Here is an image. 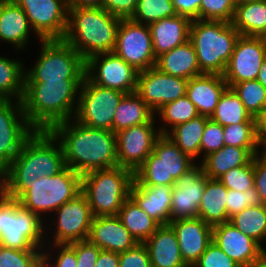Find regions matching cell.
Wrapping results in <instances>:
<instances>
[{"mask_svg": "<svg viewBox=\"0 0 266 267\" xmlns=\"http://www.w3.org/2000/svg\"><path fill=\"white\" fill-rule=\"evenodd\" d=\"M65 167L63 150L55 136L50 131L35 130L0 173V191L17 200L39 177H52Z\"/></svg>", "mask_w": 266, "mask_h": 267, "instance_id": "cell-1", "label": "cell"}, {"mask_svg": "<svg viewBox=\"0 0 266 267\" xmlns=\"http://www.w3.org/2000/svg\"><path fill=\"white\" fill-rule=\"evenodd\" d=\"M49 131L62 147L66 166L81 176L118 166L116 134L112 131L83 125L74 118Z\"/></svg>", "mask_w": 266, "mask_h": 267, "instance_id": "cell-2", "label": "cell"}, {"mask_svg": "<svg viewBox=\"0 0 266 267\" xmlns=\"http://www.w3.org/2000/svg\"><path fill=\"white\" fill-rule=\"evenodd\" d=\"M83 80L25 83L22 104L29 125L34 130L49 131L56 124L73 119Z\"/></svg>", "mask_w": 266, "mask_h": 267, "instance_id": "cell-3", "label": "cell"}, {"mask_svg": "<svg viewBox=\"0 0 266 267\" xmlns=\"http://www.w3.org/2000/svg\"><path fill=\"white\" fill-rule=\"evenodd\" d=\"M121 18L102 7H80L68 11L63 40L85 60L90 56L113 52Z\"/></svg>", "mask_w": 266, "mask_h": 267, "instance_id": "cell-4", "label": "cell"}, {"mask_svg": "<svg viewBox=\"0 0 266 267\" xmlns=\"http://www.w3.org/2000/svg\"><path fill=\"white\" fill-rule=\"evenodd\" d=\"M239 36L231 23L192 20L189 41L196 52L200 70L205 74L223 75Z\"/></svg>", "mask_w": 266, "mask_h": 267, "instance_id": "cell-5", "label": "cell"}, {"mask_svg": "<svg viewBox=\"0 0 266 267\" xmlns=\"http://www.w3.org/2000/svg\"><path fill=\"white\" fill-rule=\"evenodd\" d=\"M134 172L120 166L82 175L81 192L87 197L93 216L118 215L130 197Z\"/></svg>", "mask_w": 266, "mask_h": 267, "instance_id": "cell-6", "label": "cell"}, {"mask_svg": "<svg viewBox=\"0 0 266 267\" xmlns=\"http://www.w3.org/2000/svg\"><path fill=\"white\" fill-rule=\"evenodd\" d=\"M37 214L0 191V245L18 250H42L44 229Z\"/></svg>", "mask_w": 266, "mask_h": 267, "instance_id": "cell-7", "label": "cell"}, {"mask_svg": "<svg viewBox=\"0 0 266 267\" xmlns=\"http://www.w3.org/2000/svg\"><path fill=\"white\" fill-rule=\"evenodd\" d=\"M41 53L34 67L25 70V83L84 79L86 60L63 39L40 40Z\"/></svg>", "mask_w": 266, "mask_h": 267, "instance_id": "cell-8", "label": "cell"}, {"mask_svg": "<svg viewBox=\"0 0 266 267\" xmlns=\"http://www.w3.org/2000/svg\"><path fill=\"white\" fill-rule=\"evenodd\" d=\"M81 189L82 176L66 166L52 177H39L17 201L23 208L42 218L45 213L55 212L63 204L73 200L81 193Z\"/></svg>", "mask_w": 266, "mask_h": 267, "instance_id": "cell-9", "label": "cell"}, {"mask_svg": "<svg viewBox=\"0 0 266 267\" xmlns=\"http://www.w3.org/2000/svg\"><path fill=\"white\" fill-rule=\"evenodd\" d=\"M124 92L92 83L86 76L81 84L74 119L86 126L113 132L116 108Z\"/></svg>", "mask_w": 266, "mask_h": 267, "instance_id": "cell-10", "label": "cell"}, {"mask_svg": "<svg viewBox=\"0 0 266 267\" xmlns=\"http://www.w3.org/2000/svg\"><path fill=\"white\" fill-rule=\"evenodd\" d=\"M113 52L138 72L156 65L149 26L130 18L121 19Z\"/></svg>", "mask_w": 266, "mask_h": 267, "instance_id": "cell-11", "label": "cell"}, {"mask_svg": "<svg viewBox=\"0 0 266 267\" xmlns=\"http://www.w3.org/2000/svg\"><path fill=\"white\" fill-rule=\"evenodd\" d=\"M85 76L98 86L125 94L136 92L137 89L138 71L114 52L90 56L86 60Z\"/></svg>", "mask_w": 266, "mask_h": 267, "instance_id": "cell-12", "label": "cell"}, {"mask_svg": "<svg viewBox=\"0 0 266 267\" xmlns=\"http://www.w3.org/2000/svg\"><path fill=\"white\" fill-rule=\"evenodd\" d=\"M34 131L27 122L22 101L0 100V173L19 154L24 141Z\"/></svg>", "mask_w": 266, "mask_h": 267, "instance_id": "cell-13", "label": "cell"}, {"mask_svg": "<svg viewBox=\"0 0 266 267\" xmlns=\"http://www.w3.org/2000/svg\"><path fill=\"white\" fill-rule=\"evenodd\" d=\"M40 40L63 39L68 24L66 0H14Z\"/></svg>", "mask_w": 266, "mask_h": 267, "instance_id": "cell-14", "label": "cell"}, {"mask_svg": "<svg viewBox=\"0 0 266 267\" xmlns=\"http://www.w3.org/2000/svg\"><path fill=\"white\" fill-rule=\"evenodd\" d=\"M154 118L149 123L120 130L116 134L118 166L135 172L153 152L156 139L161 135L155 130Z\"/></svg>", "mask_w": 266, "mask_h": 267, "instance_id": "cell-15", "label": "cell"}, {"mask_svg": "<svg viewBox=\"0 0 266 267\" xmlns=\"http://www.w3.org/2000/svg\"><path fill=\"white\" fill-rule=\"evenodd\" d=\"M265 59L266 47L261 37L240 35L223 74L228 87L256 80Z\"/></svg>", "mask_w": 266, "mask_h": 267, "instance_id": "cell-16", "label": "cell"}, {"mask_svg": "<svg viewBox=\"0 0 266 267\" xmlns=\"http://www.w3.org/2000/svg\"><path fill=\"white\" fill-rule=\"evenodd\" d=\"M188 80L167 75L155 66L138 72L136 93L155 113L164 104L186 95Z\"/></svg>", "mask_w": 266, "mask_h": 267, "instance_id": "cell-17", "label": "cell"}, {"mask_svg": "<svg viewBox=\"0 0 266 267\" xmlns=\"http://www.w3.org/2000/svg\"><path fill=\"white\" fill-rule=\"evenodd\" d=\"M55 212L58 219L53 244H71L88 240L94 216L87 197L82 192Z\"/></svg>", "mask_w": 266, "mask_h": 267, "instance_id": "cell-18", "label": "cell"}, {"mask_svg": "<svg viewBox=\"0 0 266 267\" xmlns=\"http://www.w3.org/2000/svg\"><path fill=\"white\" fill-rule=\"evenodd\" d=\"M209 178L202 165L181 175L172 189L171 221L198 217L199 204Z\"/></svg>", "mask_w": 266, "mask_h": 267, "instance_id": "cell-19", "label": "cell"}, {"mask_svg": "<svg viewBox=\"0 0 266 267\" xmlns=\"http://www.w3.org/2000/svg\"><path fill=\"white\" fill-rule=\"evenodd\" d=\"M212 241L241 267L258 260L265 248L250 236L239 231L231 222L213 226Z\"/></svg>", "mask_w": 266, "mask_h": 267, "instance_id": "cell-20", "label": "cell"}, {"mask_svg": "<svg viewBox=\"0 0 266 267\" xmlns=\"http://www.w3.org/2000/svg\"><path fill=\"white\" fill-rule=\"evenodd\" d=\"M169 224L176 233L182 261L192 267L212 242L213 227L198 217L173 220Z\"/></svg>", "mask_w": 266, "mask_h": 267, "instance_id": "cell-21", "label": "cell"}, {"mask_svg": "<svg viewBox=\"0 0 266 267\" xmlns=\"http://www.w3.org/2000/svg\"><path fill=\"white\" fill-rule=\"evenodd\" d=\"M88 240L101 250L115 253L125 252L138 244L118 215L94 217Z\"/></svg>", "mask_w": 266, "mask_h": 267, "instance_id": "cell-22", "label": "cell"}, {"mask_svg": "<svg viewBox=\"0 0 266 267\" xmlns=\"http://www.w3.org/2000/svg\"><path fill=\"white\" fill-rule=\"evenodd\" d=\"M227 87L223 75L204 73L188 80L186 95L199 115L210 118Z\"/></svg>", "mask_w": 266, "mask_h": 267, "instance_id": "cell-23", "label": "cell"}, {"mask_svg": "<svg viewBox=\"0 0 266 267\" xmlns=\"http://www.w3.org/2000/svg\"><path fill=\"white\" fill-rule=\"evenodd\" d=\"M190 25L191 20L180 15L162 18L148 25L155 57L186 43L189 40Z\"/></svg>", "mask_w": 266, "mask_h": 267, "instance_id": "cell-24", "label": "cell"}, {"mask_svg": "<svg viewBox=\"0 0 266 267\" xmlns=\"http://www.w3.org/2000/svg\"><path fill=\"white\" fill-rule=\"evenodd\" d=\"M144 244L152 267H187L182 261L178 239L170 224L160 225Z\"/></svg>", "mask_w": 266, "mask_h": 267, "instance_id": "cell-25", "label": "cell"}, {"mask_svg": "<svg viewBox=\"0 0 266 267\" xmlns=\"http://www.w3.org/2000/svg\"><path fill=\"white\" fill-rule=\"evenodd\" d=\"M173 186H131L130 197L160 225L171 221V197Z\"/></svg>", "mask_w": 266, "mask_h": 267, "instance_id": "cell-26", "label": "cell"}, {"mask_svg": "<svg viewBox=\"0 0 266 267\" xmlns=\"http://www.w3.org/2000/svg\"><path fill=\"white\" fill-rule=\"evenodd\" d=\"M30 29L26 13L14 0L0 1V40L22 50L29 42Z\"/></svg>", "mask_w": 266, "mask_h": 267, "instance_id": "cell-27", "label": "cell"}, {"mask_svg": "<svg viewBox=\"0 0 266 267\" xmlns=\"http://www.w3.org/2000/svg\"><path fill=\"white\" fill-rule=\"evenodd\" d=\"M155 67L167 75L187 80L204 74L200 70L196 52L189 40L158 56Z\"/></svg>", "mask_w": 266, "mask_h": 267, "instance_id": "cell-28", "label": "cell"}, {"mask_svg": "<svg viewBox=\"0 0 266 267\" xmlns=\"http://www.w3.org/2000/svg\"><path fill=\"white\" fill-rule=\"evenodd\" d=\"M258 148H239L224 145L221 149L206 156L201 161L205 175L219 179L232 168L249 164L256 156Z\"/></svg>", "mask_w": 266, "mask_h": 267, "instance_id": "cell-29", "label": "cell"}, {"mask_svg": "<svg viewBox=\"0 0 266 267\" xmlns=\"http://www.w3.org/2000/svg\"><path fill=\"white\" fill-rule=\"evenodd\" d=\"M228 189L219 179H208L199 204L198 218L210 226L229 222L226 212Z\"/></svg>", "mask_w": 266, "mask_h": 267, "instance_id": "cell-30", "label": "cell"}, {"mask_svg": "<svg viewBox=\"0 0 266 267\" xmlns=\"http://www.w3.org/2000/svg\"><path fill=\"white\" fill-rule=\"evenodd\" d=\"M153 152L165 163L167 186H174L181 175L196 165L167 135L156 139Z\"/></svg>", "mask_w": 266, "mask_h": 267, "instance_id": "cell-31", "label": "cell"}, {"mask_svg": "<svg viewBox=\"0 0 266 267\" xmlns=\"http://www.w3.org/2000/svg\"><path fill=\"white\" fill-rule=\"evenodd\" d=\"M156 115L136 92L125 94L115 111L113 133L149 123Z\"/></svg>", "mask_w": 266, "mask_h": 267, "instance_id": "cell-32", "label": "cell"}, {"mask_svg": "<svg viewBox=\"0 0 266 267\" xmlns=\"http://www.w3.org/2000/svg\"><path fill=\"white\" fill-rule=\"evenodd\" d=\"M231 24L240 35L261 37L266 31V0L236 5Z\"/></svg>", "mask_w": 266, "mask_h": 267, "instance_id": "cell-33", "label": "cell"}, {"mask_svg": "<svg viewBox=\"0 0 266 267\" xmlns=\"http://www.w3.org/2000/svg\"><path fill=\"white\" fill-rule=\"evenodd\" d=\"M118 216L138 243H144L160 226L131 197L123 203Z\"/></svg>", "mask_w": 266, "mask_h": 267, "instance_id": "cell-34", "label": "cell"}, {"mask_svg": "<svg viewBox=\"0 0 266 267\" xmlns=\"http://www.w3.org/2000/svg\"><path fill=\"white\" fill-rule=\"evenodd\" d=\"M208 117L197 116L196 118L174 127L166 135L193 160L200 154L201 138Z\"/></svg>", "mask_w": 266, "mask_h": 267, "instance_id": "cell-35", "label": "cell"}, {"mask_svg": "<svg viewBox=\"0 0 266 267\" xmlns=\"http://www.w3.org/2000/svg\"><path fill=\"white\" fill-rule=\"evenodd\" d=\"M15 59L0 56V100L22 101L25 88V68Z\"/></svg>", "mask_w": 266, "mask_h": 267, "instance_id": "cell-36", "label": "cell"}, {"mask_svg": "<svg viewBox=\"0 0 266 267\" xmlns=\"http://www.w3.org/2000/svg\"><path fill=\"white\" fill-rule=\"evenodd\" d=\"M210 118L221 126L258 122L250 115L238 95L230 87H227L221 94L215 112Z\"/></svg>", "mask_w": 266, "mask_h": 267, "instance_id": "cell-37", "label": "cell"}, {"mask_svg": "<svg viewBox=\"0 0 266 267\" xmlns=\"http://www.w3.org/2000/svg\"><path fill=\"white\" fill-rule=\"evenodd\" d=\"M239 231L250 236L261 246L266 239V206H249L233 215L230 221Z\"/></svg>", "mask_w": 266, "mask_h": 267, "instance_id": "cell-38", "label": "cell"}, {"mask_svg": "<svg viewBox=\"0 0 266 267\" xmlns=\"http://www.w3.org/2000/svg\"><path fill=\"white\" fill-rule=\"evenodd\" d=\"M158 115L161 116L162 122L166 125V128H159L160 134L166 135L177 125L188 122L197 116H199L195 105L189 100L187 95L179 97L177 100L164 104L158 111ZM167 123V124H166ZM171 129L167 128V125Z\"/></svg>", "mask_w": 266, "mask_h": 267, "instance_id": "cell-39", "label": "cell"}, {"mask_svg": "<svg viewBox=\"0 0 266 267\" xmlns=\"http://www.w3.org/2000/svg\"><path fill=\"white\" fill-rule=\"evenodd\" d=\"M231 88L250 115L258 120L266 108V88L257 80L235 83Z\"/></svg>", "mask_w": 266, "mask_h": 267, "instance_id": "cell-40", "label": "cell"}, {"mask_svg": "<svg viewBox=\"0 0 266 267\" xmlns=\"http://www.w3.org/2000/svg\"><path fill=\"white\" fill-rule=\"evenodd\" d=\"M176 11L172 0H138L136 9L131 20L150 25L162 18L175 16Z\"/></svg>", "mask_w": 266, "mask_h": 267, "instance_id": "cell-41", "label": "cell"}, {"mask_svg": "<svg viewBox=\"0 0 266 267\" xmlns=\"http://www.w3.org/2000/svg\"><path fill=\"white\" fill-rule=\"evenodd\" d=\"M136 186L166 185L165 163L154 152L144 160V163L134 172Z\"/></svg>", "mask_w": 266, "mask_h": 267, "instance_id": "cell-42", "label": "cell"}, {"mask_svg": "<svg viewBox=\"0 0 266 267\" xmlns=\"http://www.w3.org/2000/svg\"><path fill=\"white\" fill-rule=\"evenodd\" d=\"M224 143L239 148H258V122H244L223 126Z\"/></svg>", "mask_w": 266, "mask_h": 267, "instance_id": "cell-43", "label": "cell"}, {"mask_svg": "<svg viewBox=\"0 0 266 267\" xmlns=\"http://www.w3.org/2000/svg\"><path fill=\"white\" fill-rule=\"evenodd\" d=\"M0 267H43V251L18 250L0 245Z\"/></svg>", "mask_w": 266, "mask_h": 267, "instance_id": "cell-44", "label": "cell"}, {"mask_svg": "<svg viewBox=\"0 0 266 267\" xmlns=\"http://www.w3.org/2000/svg\"><path fill=\"white\" fill-rule=\"evenodd\" d=\"M235 8L234 0H201L198 20L231 23Z\"/></svg>", "mask_w": 266, "mask_h": 267, "instance_id": "cell-45", "label": "cell"}, {"mask_svg": "<svg viewBox=\"0 0 266 267\" xmlns=\"http://www.w3.org/2000/svg\"><path fill=\"white\" fill-rule=\"evenodd\" d=\"M228 190L244 192L254 186V159L247 165L232 168L219 178Z\"/></svg>", "mask_w": 266, "mask_h": 267, "instance_id": "cell-46", "label": "cell"}, {"mask_svg": "<svg viewBox=\"0 0 266 267\" xmlns=\"http://www.w3.org/2000/svg\"><path fill=\"white\" fill-rule=\"evenodd\" d=\"M262 205L260 196L255 187H250L246 191L228 190L226 200V212L231 218L240 213L246 207Z\"/></svg>", "mask_w": 266, "mask_h": 267, "instance_id": "cell-47", "label": "cell"}, {"mask_svg": "<svg viewBox=\"0 0 266 267\" xmlns=\"http://www.w3.org/2000/svg\"><path fill=\"white\" fill-rule=\"evenodd\" d=\"M225 145L223 126L213 121L211 118L206 120L205 129L201 138L200 154L203 159L209 154L218 151Z\"/></svg>", "mask_w": 266, "mask_h": 267, "instance_id": "cell-48", "label": "cell"}, {"mask_svg": "<svg viewBox=\"0 0 266 267\" xmlns=\"http://www.w3.org/2000/svg\"><path fill=\"white\" fill-rule=\"evenodd\" d=\"M192 267H241L212 241Z\"/></svg>", "mask_w": 266, "mask_h": 267, "instance_id": "cell-49", "label": "cell"}, {"mask_svg": "<svg viewBox=\"0 0 266 267\" xmlns=\"http://www.w3.org/2000/svg\"><path fill=\"white\" fill-rule=\"evenodd\" d=\"M119 267H152L145 244L138 243L132 249L119 253Z\"/></svg>", "mask_w": 266, "mask_h": 267, "instance_id": "cell-50", "label": "cell"}, {"mask_svg": "<svg viewBox=\"0 0 266 267\" xmlns=\"http://www.w3.org/2000/svg\"><path fill=\"white\" fill-rule=\"evenodd\" d=\"M74 250L77 259L76 267H95L101 249L89 240L69 244Z\"/></svg>", "mask_w": 266, "mask_h": 267, "instance_id": "cell-51", "label": "cell"}, {"mask_svg": "<svg viewBox=\"0 0 266 267\" xmlns=\"http://www.w3.org/2000/svg\"><path fill=\"white\" fill-rule=\"evenodd\" d=\"M54 247L59 248L57 258L54 260V265L52 267H76L77 259L75 250L69 244H53ZM48 250L43 252V267H51L50 263V253Z\"/></svg>", "mask_w": 266, "mask_h": 267, "instance_id": "cell-52", "label": "cell"}, {"mask_svg": "<svg viewBox=\"0 0 266 267\" xmlns=\"http://www.w3.org/2000/svg\"><path fill=\"white\" fill-rule=\"evenodd\" d=\"M138 0H104L102 8L121 19H129L135 12Z\"/></svg>", "mask_w": 266, "mask_h": 267, "instance_id": "cell-53", "label": "cell"}, {"mask_svg": "<svg viewBox=\"0 0 266 267\" xmlns=\"http://www.w3.org/2000/svg\"><path fill=\"white\" fill-rule=\"evenodd\" d=\"M254 187L258 192L261 203L266 206V162L254 158Z\"/></svg>", "mask_w": 266, "mask_h": 267, "instance_id": "cell-54", "label": "cell"}, {"mask_svg": "<svg viewBox=\"0 0 266 267\" xmlns=\"http://www.w3.org/2000/svg\"><path fill=\"white\" fill-rule=\"evenodd\" d=\"M201 0H172L177 15L185 16L192 20L198 19Z\"/></svg>", "mask_w": 266, "mask_h": 267, "instance_id": "cell-55", "label": "cell"}, {"mask_svg": "<svg viewBox=\"0 0 266 267\" xmlns=\"http://www.w3.org/2000/svg\"><path fill=\"white\" fill-rule=\"evenodd\" d=\"M95 267H119V253L101 250Z\"/></svg>", "mask_w": 266, "mask_h": 267, "instance_id": "cell-56", "label": "cell"}, {"mask_svg": "<svg viewBox=\"0 0 266 267\" xmlns=\"http://www.w3.org/2000/svg\"><path fill=\"white\" fill-rule=\"evenodd\" d=\"M104 0H66L68 11L80 7H102Z\"/></svg>", "mask_w": 266, "mask_h": 267, "instance_id": "cell-57", "label": "cell"}, {"mask_svg": "<svg viewBox=\"0 0 266 267\" xmlns=\"http://www.w3.org/2000/svg\"><path fill=\"white\" fill-rule=\"evenodd\" d=\"M257 146H261V148L263 146V152L259 154L258 150L256 153V157L266 162V132H258Z\"/></svg>", "mask_w": 266, "mask_h": 267, "instance_id": "cell-58", "label": "cell"}, {"mask_svg": "<svg viewBox=\"0 0 266 267\" xmlns=\"http://www.w3.org/2000/svg\"><path fill=\"white\" fill-rule=\"evenodd\" d=\"M256 80L266 88V59L263 61Z\"/></svg>", "mask_w": 266, "mask_h": 267, "instance_id": "cell-59", "label": "cell"}, {"mask_svg": "<svg viewBox=\"0 0 266 267\" xmlns=\"http://www.w3.org/2000/svg\"><path fill=\"white\" fill-rule=\"evenodd\" d=\"M258 132H266V108L263 115L258 119Z\"/></svg>", "mask_w": 266, "mask_h": 267, "instance_id": "cell-60", "label": "cell"}, {"mask_svg": "<svg viewBox=\"0 0 266 267\" xmlns=\"http://www.w3.org/2000/svg\"><path fill=\"white\" fill-rule=\"evenodd\" d=\"M247 267H266V255L263 254L258 260L252 262Z\"/></svg>", "mask_w": 266, "mask_h": 267, "instance_id": "cell-61", "label": "cell"}, {"mask_svg": "<svg viewBox=\"0 0 266 267\" xmlns=\"http://www.w3.org/2000/svg\"><path fill=\"white\" fill-rule=\"evenodd\" d=\"M236 5L246 3V2H253V1H259V0H234Z\"/></svg>", "mask_w": 266, "mask_h": 267, "instance_id": "cell-62", "label": "cell"}, {"mask_svg": "<svg viewBox=\"0 0 266 267\" xmlns=\"http://www.w3.org/2000/svg\"><path fill=\"white\" fill-rule=\"evenodd\" d=\"M261 39L266 47V31L261 35Z\"/></svg>", "mask_w": 266, "mask_h": 267, "instance_id": "cell-63", "label": "cell"}]
</instances>
